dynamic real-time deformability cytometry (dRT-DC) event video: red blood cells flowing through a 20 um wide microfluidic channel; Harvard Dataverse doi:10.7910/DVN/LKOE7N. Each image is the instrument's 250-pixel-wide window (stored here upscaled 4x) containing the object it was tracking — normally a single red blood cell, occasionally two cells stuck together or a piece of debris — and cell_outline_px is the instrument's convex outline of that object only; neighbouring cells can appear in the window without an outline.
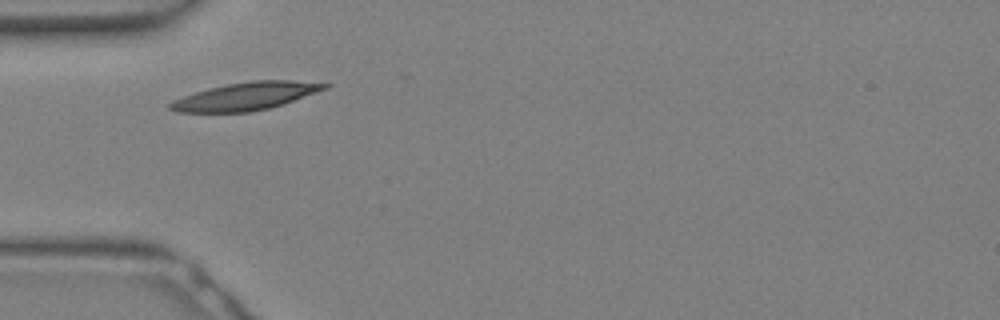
{"species": "Egyptian fruit bat (a non-hibernating species)", "species_latin": "Rousettus aegyptiacus", "temperature_condition": "warm", "stored_images_in_passage": 22, "camera_frame_rate_fps": 3000, "um_per_image_px": 0.085, "animal": {"sex": "female"}, "frame": {"image": 1, "passage_image": 1, "time_ms": 0.0, "image_size_px": [1000, 320], "cell_outline_px": [[332, 84], [328, 88], [268, 108], [252, 112], [176, 112], [168, 108], [168, 104], [172, 100], [208, 88], [228, 84], [252, 80], [292, 80]], "centroid_in_image_um": [20.85, 8.18], "position_along_channel_um": 64.1, "area_um2": 24.68}}
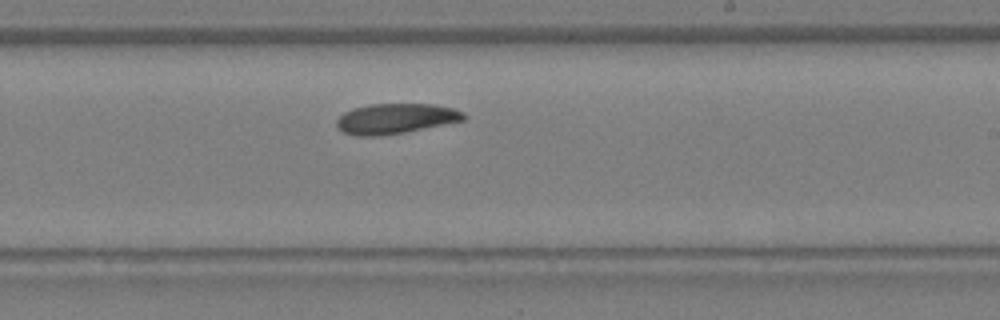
{"frame": {"image": 2, "passage_image": 10, "time_ms": 3.0, "image_size_px": [1000, 320], "cell_outline_px": [[468, 116], [464, 120], [404, 132], [376, 136], [356, 136], [344, 132], [336, 124], [336, 120], [344, 112], [352, 108], [368, 104], [432, 104], [452, 108], [464, 112]], "centroid_in_image_um": [33.62, 10.07], "position_along_channel_um": 255.4, "area_um2": 22.25}}
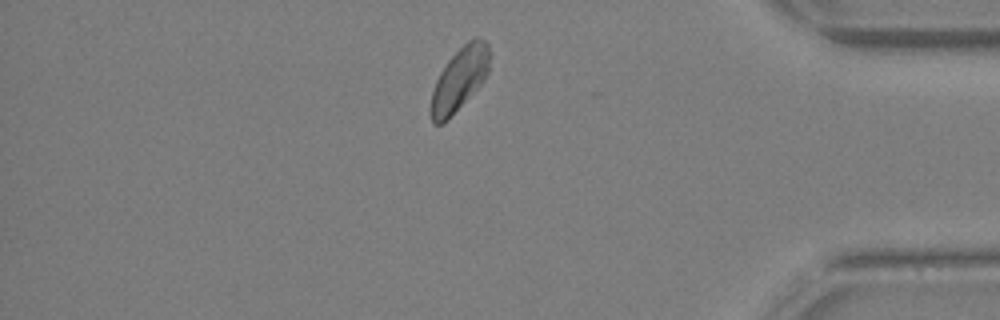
{"frame": {"image": 3, "passage_image": 18, "time_ms": 5.667, "image_size_px": [1000, 320], "cell_outline_px": [[488, 72], [484, 80], [448, 120], [444, 124], [432, 124], [432, 92], [436, 80], [440, 72], [448, 60], [468, 40], [476, 36], [480, 36], [488, 44]], "centroid_in_image_um": [39.06, 6.72], "position_along_channel_um": 396.1, "area_um2": 21.21}}